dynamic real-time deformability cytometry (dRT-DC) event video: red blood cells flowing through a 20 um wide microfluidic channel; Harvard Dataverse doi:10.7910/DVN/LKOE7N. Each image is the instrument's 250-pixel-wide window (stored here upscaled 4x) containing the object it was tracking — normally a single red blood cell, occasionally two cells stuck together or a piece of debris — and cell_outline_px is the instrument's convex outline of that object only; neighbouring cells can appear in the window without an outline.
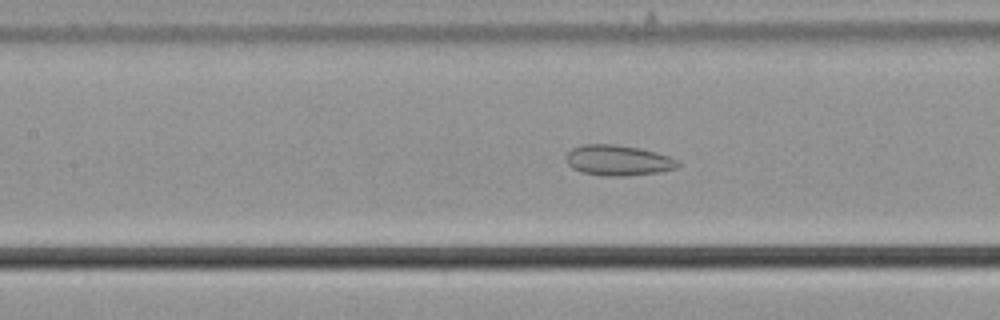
{"species": "common noctule bat (a hibernating species)", "species_latin": "Nyctalus noctula", "temperature_condition": "cold", "stored_images_in_passage": 42, "camera_frame_rate_fps": 3000, "um_per_image_px": 0.085, "animal": {"sex": "male", "body_mass_g": 21.5, "forearm_length_mm": 52.0}, "frame": {"image": 1, "passage_image": 20, "time_ms": 6.333, "image_size_px": [1000, 320], "cell_outline_px": [[680, 164], [676, 168], [660, 172], [628, 176], [604, 176], [584, 172], [572, 168], [564, 160], [568, 152], [572, 148], [584, 144], [612, 144], [640, 148], [656, 152], [668, 156], [676, 160]], "centroid_in_image_um": [52.52, 13.63], "position_along_channel_um": 154.9, "area_um2": 19.88}}
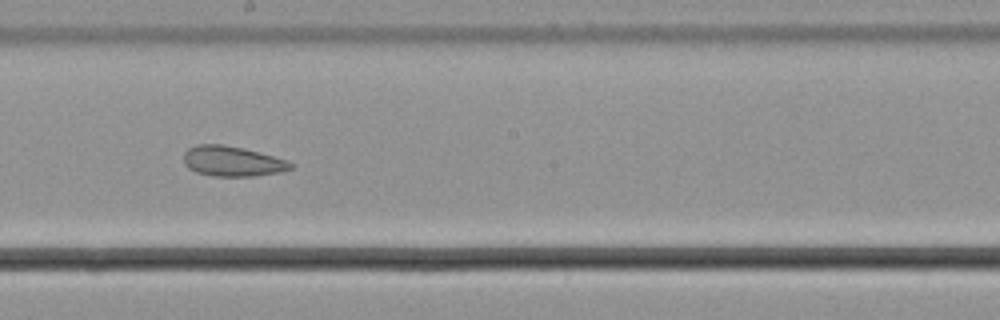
{"frame": {"image": 2, "passage_image": 26, "time_ms": 8.333, "image_size_px": [1000, 320], "cell_outline_px": [[296, 164], [292, 168], [280, 172], [256, 176], [212, 176], [196, 172], [188, 168], [184, 164], [184, 152], [188, 148], [196, 144], [224, 144], [244, 148], [288, 160]], "centroid_in_image_um": [19.76, 13.7], "position_along_channel_um": 228.4, "area_um2": 19.07}}
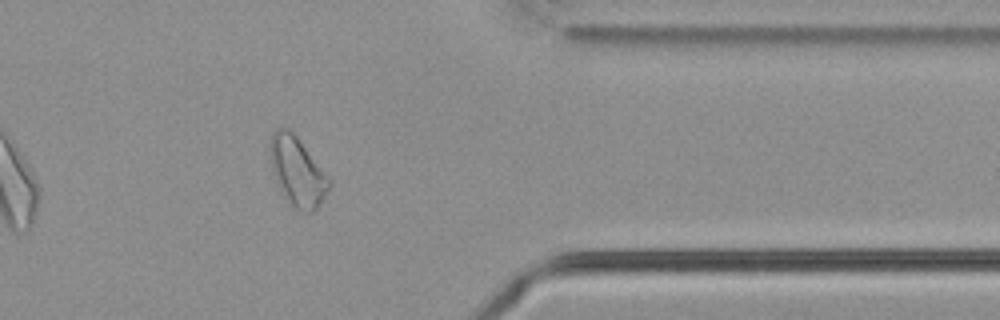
{"frame": {"image": 3, "passage_image": 40, "time_ms": 13.0, "image_size_px": [1000, 320], "cell_outline_px": [[332, 184], [316, 208], [312, 212], [300, 212], [292, 208], [284, 196], [272, 172], [268, 148], [268, 144], [272, 132], [276, 128], [284, 124], [296, 136], [332, 180]], "centroid_in_image_um": [25.24, 14.54], "position_along_channel_um": 386.2, "area_um2": 24.1}, "authors_computed_cell_mechanics": {"area_um2": 20.0855, "velocity_mm_per_s": 3.6953, "shape_relaxation_time_tau1_ms": null, "shape_relaxation_time_tau2_ms": 2.6132, "deformation_change_tau1": null, "deformation_change_tau2": 0.0886}}